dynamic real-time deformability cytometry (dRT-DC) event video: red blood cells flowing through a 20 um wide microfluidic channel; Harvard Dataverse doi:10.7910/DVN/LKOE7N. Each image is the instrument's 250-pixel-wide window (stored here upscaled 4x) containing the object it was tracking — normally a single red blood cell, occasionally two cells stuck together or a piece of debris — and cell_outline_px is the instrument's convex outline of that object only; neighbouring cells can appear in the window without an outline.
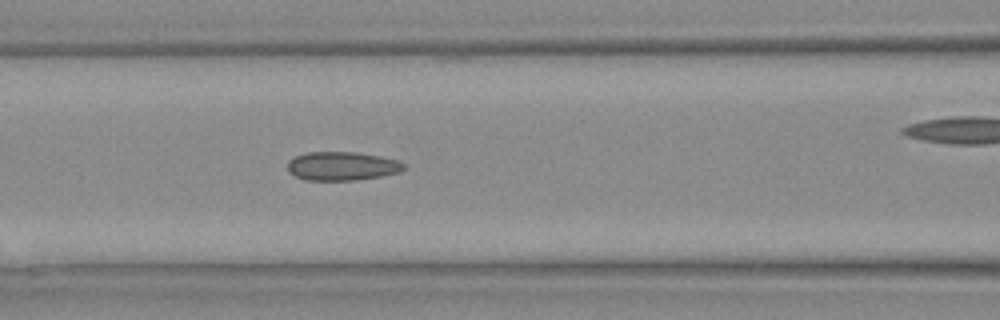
{"species": "Egyptian fruit bat (a non-hibernating species)", "species_latin": "Rousettus aegyptiacus", "temperature_condition": "warm", "stored_images_in_passage": 26, "camera_frame_rate_fps": 3000, "um_per_image_px": 0.085, "animal": {"sex": "female"}, "frame": {"image": 1, "passage_image": 8, "time_ms": 2.333, "image_size_px": [1000, 320], "cell_outline_px": [[404, 168], [400, 172], [380, 176], [356, 180], [304, 180], [288, 172], [288, 160], [296, 156], [308, 152], [356, 152], [380, 156], [396, 160], [404, 164]], "centroid_in_image_um": [29.04, 14.12], "position_along_channel_um": 137.6, "area_um2": 19.36}}